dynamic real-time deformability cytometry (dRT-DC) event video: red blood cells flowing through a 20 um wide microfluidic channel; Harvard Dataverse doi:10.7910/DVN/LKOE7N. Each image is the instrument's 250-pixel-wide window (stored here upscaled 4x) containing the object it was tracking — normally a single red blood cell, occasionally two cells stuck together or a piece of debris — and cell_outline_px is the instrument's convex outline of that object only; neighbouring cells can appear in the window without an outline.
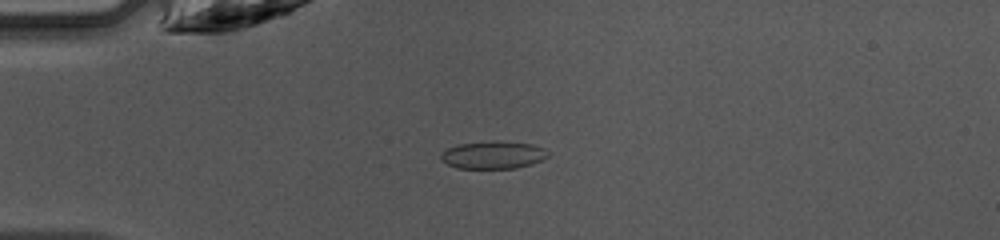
{"species": "common noctule bat (a hibernating species)", "species_latin": "Nyctalus noctula", "temperature_condition": "warm", "stored_images_in_passage": 47, "camera_frame_rate_fps": 3000, "um_per_image_px": 0.085, "animal": {"sex": "female", "body_mass_g": 10.0, "forearm_length_mm": 53.1}, "frame": {"image": 1, "passage_image": 12, "time_ms": 3.667, "image_size_px": [1000, 240], "cell_outline_px": [[548, 156], [532, 164], [516, 168], [456, 168], [440, 160], [440, 152], [456, 144], [496, 140], [532, 144], [544, 148], [548, 152]], "centroid_in_image_um": [41.88, 13.16], "position_along_channel_um": 43.1, "area_um2": 17.4}}
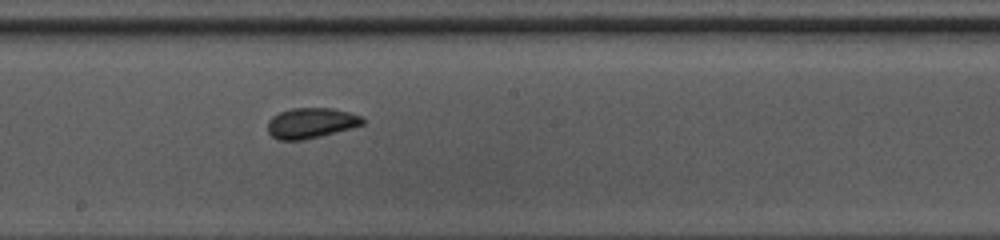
{"frame": {"image": 2, "passage_image": 26, "time_ms": 8.333, "image_size_px": [1000, 240], "cell_outline_px": [[364, 124], [352, 128], [304, 140], [280, 140], [272, 136], [268, 132], [268, 120], [272, 116], [280, 112], [292, 108], [332, 108], [364, 116]], "centroid_in_image_um": [26.45, 10.45], "position_along_channel_um": 221.8, "area_um2": 16.88}}
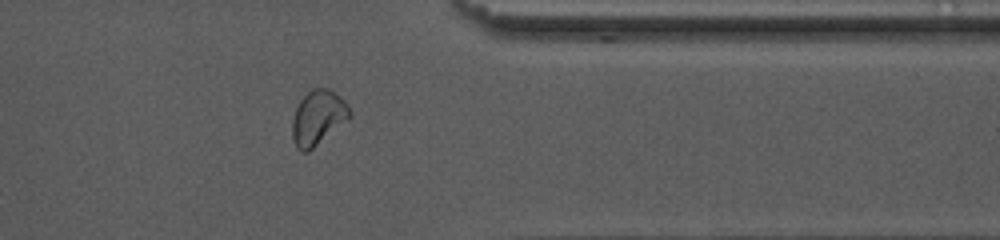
{"frame": {"image": 3, "passage_image": 38, "time_ms": 12.333, "image_size_px": [1000, 240], "cell_outline_px": [[352, 116], [308, 152], [300, 152], [296, 148], [292, 136], [292, 120], [296, 108], [300, 100], [312, 88], [328, 88], [336, 92], [348, 104], [352, 112]], "centroid_in_image_um": [27.04, 9.99], "position_along_channel_um": 384.4, "area_um2": 18.38}, "authors_computed_cell_mechanics": {"area_um2": 17.3978, "velocity_mm_per_s": 4.2548, "shape_relaxation_time_tau1_ms": null, "shape_relaxation_time_tau2_ms": 0.4889, "deformation_change_tau1": null, "deformation_change_tau2": 0.0422}}